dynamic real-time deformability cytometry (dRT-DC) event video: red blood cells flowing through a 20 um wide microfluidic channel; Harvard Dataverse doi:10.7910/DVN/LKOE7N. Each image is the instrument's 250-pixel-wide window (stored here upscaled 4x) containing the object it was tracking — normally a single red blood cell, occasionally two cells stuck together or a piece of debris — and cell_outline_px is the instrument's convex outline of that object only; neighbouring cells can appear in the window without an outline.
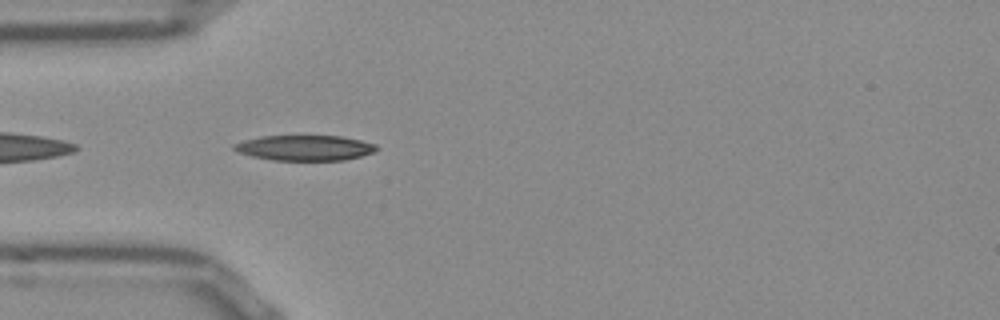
{"species": "Egyptian fruit bat (a non-hibernating species)", "species_latin": "Rousettus aegyptiacus", "temperature_condition": "room temperature", "stored_images_in_passage": 39, "camera_frame_rate_fps": 3000, "um_per_image_px": 0.085, "frame": {"image": 1, "passage_image": 2, "time_ms": 0.333, "image_size_px": [1000, 320], "cell_outline_px": [[376, 152], [344, 160], [272, 160], [252, 156], [236, 152], [232, 148], [232, 144], [244, 140], [260, 136], [340, 136], [360, 140], [376, 144]], "centroid_in_image_um": [25.87, 12.57], "position_along_channel_um": 59.1, "area_um2": 21.04}}
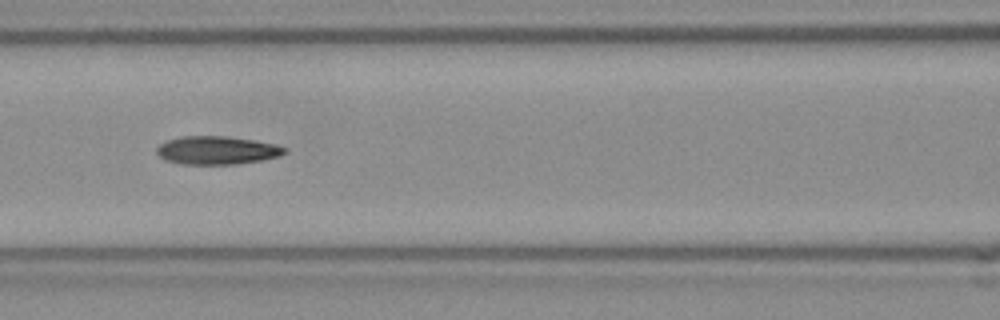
{"frame": {"image": 2, "passage_image": 9, "time_ms": 2.667, "image_size_px": [1000, 320], "cell_outline_px": [[288, 148], [280, 156], [260, 160], [236, 164], [180, 164], [164, 160], [156, 152], [156, 148], [160, 144], [168, 140], [180, 136], [228, 136], [276, 144]], "centroid_in_image_um": [18.41, 12.77], "position_along_channel_um": 148.2, "area_um2": 21.04}}
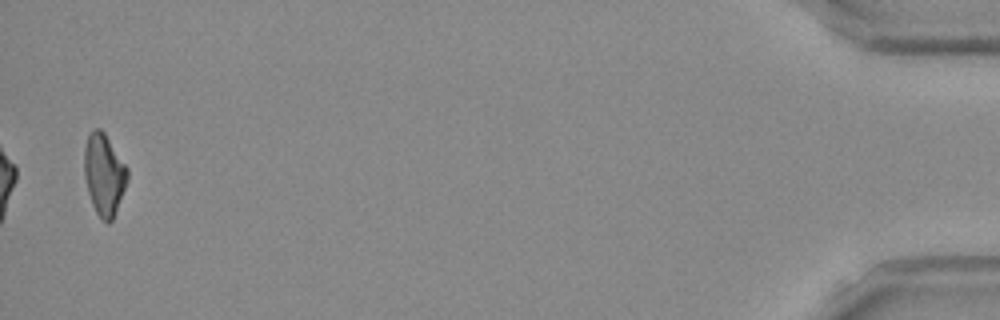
{"frame": {"image": 3, "passage_image": 38, "time_ms": 12.333, "image_size_px": [1000, 320], "cell_outline_px": [[128, 180], [112, 220], [108, 224], [96, 212], [92, 204], [88, 192], [84, 176], [84, 148], [88, 132], [92, 128], [100, 128], [104, 132], [128, 168]], "centroid_in_image_um": [8.83, 14.78], "position_along_channel_um": 426.4, "area_um2": 20.52}, "authors_computed_cell_mechanics": {"area_um2": 20.8658, "velocity_mm_per_s": 3.87, "shape_relaxation_time_tau1_ms": 8.1139, "shape_relaxation_time_tau2_ms": 4.5966, "deformation_change_tau1": 0.2214, "deformation_change_tau2": 0.1427}}